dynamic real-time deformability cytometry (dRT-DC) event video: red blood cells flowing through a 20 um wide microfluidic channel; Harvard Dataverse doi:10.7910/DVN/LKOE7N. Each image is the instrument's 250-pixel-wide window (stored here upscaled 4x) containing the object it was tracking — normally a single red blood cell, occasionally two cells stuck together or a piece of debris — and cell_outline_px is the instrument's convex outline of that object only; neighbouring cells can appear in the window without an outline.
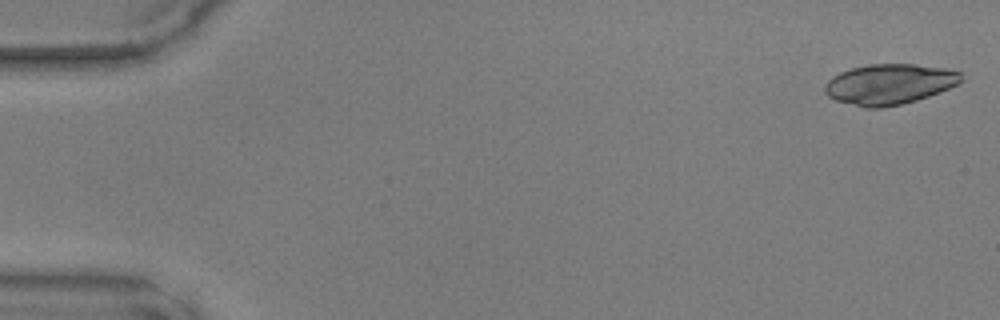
{"species": "common noctule bat (a hibernating species)", "species_latin": "Nyctalus noctula", "temperature_condition": "warm", "stored_images_in_passage": 6, "camera_frame_rate_fps": 3000, "um_per_image_px": 0.085, "animal": {"sex": "male", "body_mass_g": 17.9, "forearm_length_mm": 54.2}, "frame": {"image": 1, "passage_image": 1, "time_ms": 0.0, "image_size_px": [1000, 320], "cell_outline_px": [[964, 80], [940, 92], [916, 100], [900, 104], [880, 108], [864, 108], [836, 100], [828, 96], [824, 92], [824, 88], [828, 80], [832, 76], [840, 72], [852, 68], [868, 64], [916, 64], [944, 68], [960, 72]], "centroid_in_image_um": [75.58, 7.15], "position_along_channel_um": 9.4, "area_um2": 32.08}}